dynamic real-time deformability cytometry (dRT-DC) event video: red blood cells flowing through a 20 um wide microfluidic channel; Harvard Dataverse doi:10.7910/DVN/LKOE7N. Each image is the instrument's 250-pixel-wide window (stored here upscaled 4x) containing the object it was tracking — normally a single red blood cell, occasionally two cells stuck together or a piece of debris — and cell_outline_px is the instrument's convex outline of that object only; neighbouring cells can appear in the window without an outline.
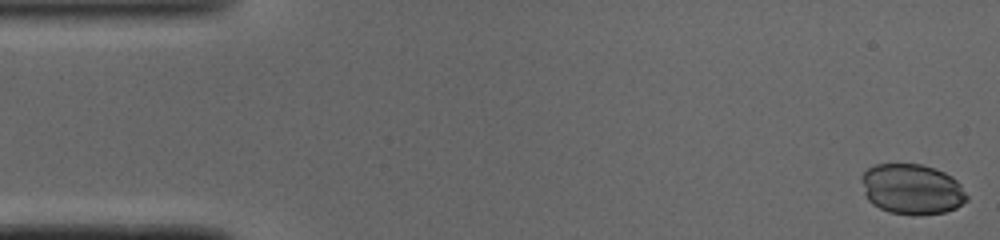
{"species": "common noctule bat (a hibernating species)", "species_latin": "Nyctalus noctula", "temperature_condition": "cold", "stored_images_in_passage": 48, "camera_frame_rate_fps": 3000, "um_per_image_px": 0.085, "animal": {"sex": "male", "body_mass_g": 19.0, "forearm_length_mm": 50.8}, "frame": {"image": 1, "passage_image": 1, "time_ms": 0.0, "image_size_px": [1000, 240], "cell_outline_px": [[968, 200], [956, 208], [944, 212], [912, 216], [888, 212], [872, 204], [868, 200], [864, 192], [860, 180], [860, 176], [868, 168], [876, 164], [920, 164], [944, 172], [952, 176], [960, 184], [968, 196]], "centroid_in_image_um": [77.5, 16.09], "position_along_channel_um": 7.5, "area_um2": 31.15}}
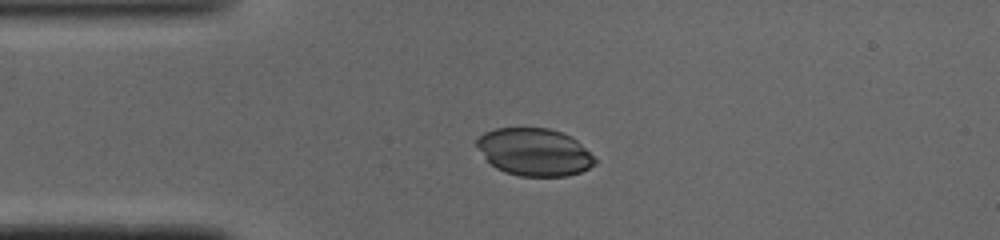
{"frame": {"image": 2, "passage_image": 11, "time_ms": 3.333, "image_size_px": [1000, 240], "cell_outline_px": [[596, 164], [580, 172], [568, 176], [520, 176], [504, 172], [496, 168], [488, 160], [476, 144], [476, 140], [484, 132], [496, 128], [548, 128], [560, 132], [576, 140], [596, 160]], "centroid_in_image_um": [45.41, 12.93], "position_along_channel_um": 39.6, "area_um2": 32.25}}